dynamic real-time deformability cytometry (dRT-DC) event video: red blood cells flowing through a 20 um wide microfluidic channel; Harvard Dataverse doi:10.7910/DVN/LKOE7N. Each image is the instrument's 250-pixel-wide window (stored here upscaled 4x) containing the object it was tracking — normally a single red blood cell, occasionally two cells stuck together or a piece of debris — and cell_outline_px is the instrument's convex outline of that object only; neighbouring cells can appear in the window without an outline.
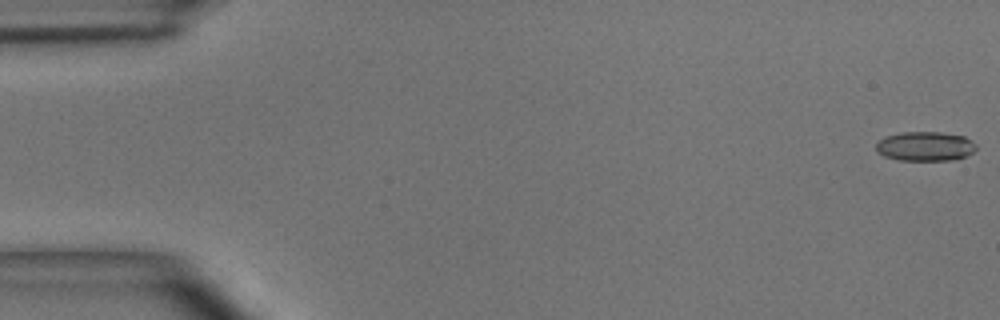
{"species": "common noctule bat (a hibernating species)", "species_latin": "Nyctalus noctula", "temperature_condition": "room temperature", "stored_images_in_passage": 49, "camera_frame_rate_fps": 3000, "um_per_image_px": 0.085, "animal": {"sex": "male", "body_mass_g": 15.6}, "frame": {"image": 1, "passage_image": 1, "time_ms": 0.0, "image_size_px": [1000, 320], "cell_outline_px": [[976, 148], [972, 152], [964, 156], [952, 160], [900, 160], [884, 156], [876, 148], [876, 144], [884, 136], [900, 132], [940, 132], [964, 136], [972, 140], [976, 144]], "centroid_in_image_um": [78.64, 12.42], "position_along_channel_um": 6.4, "area_um2": 17.05}}
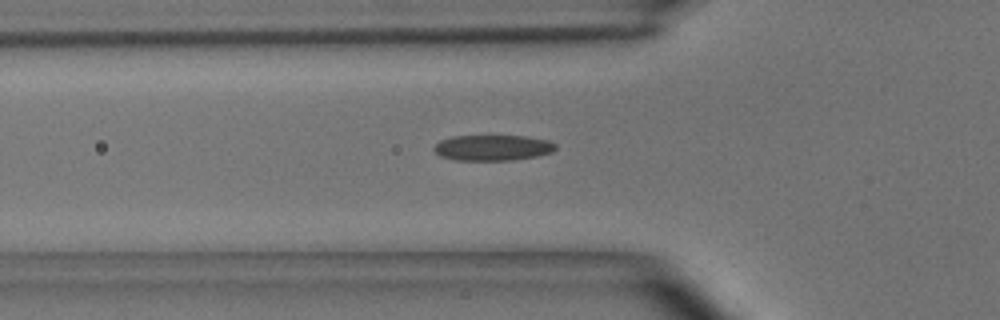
{"frame": {"image": 2, "passage_image": 17, "time_ms": 5.333, "image_size_px": [1000, 320], "cell_outline_px": [[556, 148], [552, 152], [536, 156], [512, 160], [456, 160], [440, 156], [432, 148], [440, 140], [452, 136], [524, 136], [548, 140], [556, 144]], "centroid_in_image_um": [41.87, 12.55], "position_along_channel_um": 83.9, "area_um2": 18.15}}
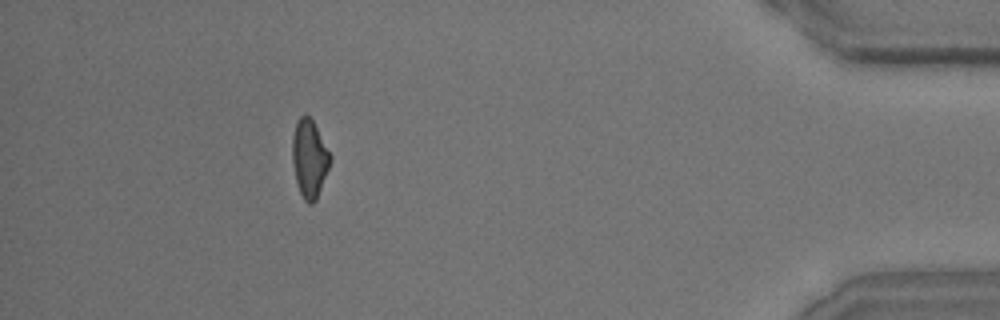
{"frame": {"image": 3, "passage_image": 45, "time_ms": 14.667, "image_size_px": [1000, 320], "cell_outline_px": [[332, 160], [316, 200], [312, 204], [308, 204], [304, 200], [300, 192], [296, 180], [292, 164], [292, 136], [296, 124], [300, 116], [304, 112], [312, 120], [332, 156]], "centroid_in_image_um": [26.3, 13.48], "position_along_channel_um": 408.9, "area_um2": 17.22}, "authors_computed_cell_mechanics": {"area_um2": 17.918, "velocity_mm_per_s": 4.0665, "shape_relaxation_time_tau1_ms": 5.2626, "shape_relaxation_time_tau2_ms": 2.0651, "deformation_change_tau1": 0.1601, "deformation_change_tau2": 0.0876}}